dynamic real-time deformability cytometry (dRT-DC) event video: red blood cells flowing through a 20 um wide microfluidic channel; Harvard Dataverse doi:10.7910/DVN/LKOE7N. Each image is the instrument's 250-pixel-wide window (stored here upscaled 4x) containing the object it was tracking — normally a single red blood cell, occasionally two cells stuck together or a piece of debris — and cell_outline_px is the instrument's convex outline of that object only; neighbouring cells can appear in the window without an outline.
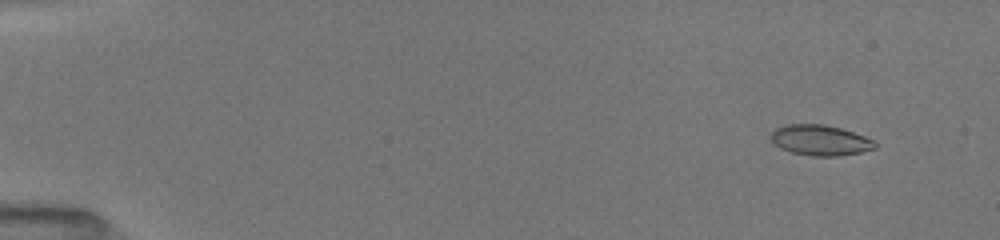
{"species": "common noctule bat (a hibernating species)", "species_latin": "Nyctalus noctula", "temperature_condition": "room temperature", "stored_images_in_passage": 30, "camera_frame_rate_fps": 3000, "um_per_image_px": 0.085, "animal": {"sex": "female", "body_mass_g": 19.5, "forearm_length_mm": 54.1}, "frame": {"image": 1, "passage_image": 4, "time_ms": 1.333, "image_size_px": [1000, 240], "cell_outline_px": [[876, 148], [860, 152], [836, 156], [812, 156], [792, 152], [780, 148], [772, 140], [772, 132], [776, 128], [784, 124], [824, 124], [840, 128], [864, 136], [872, 140], [876, 144]], "centroid_in_image_um": [69.71, 11.91], "position_along_channel_um": 15.3, "area_um2": 18.26}}
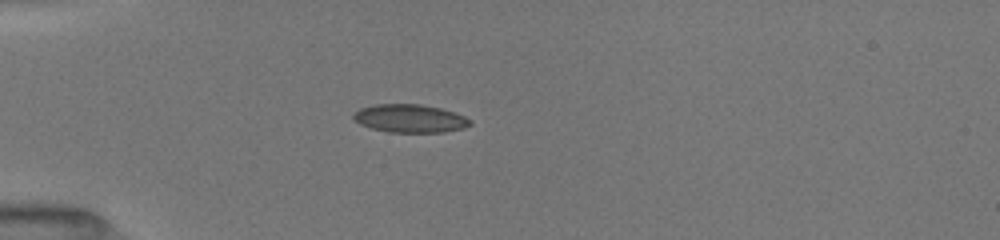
{"frame": {"image": 2, "passage_image": 17, "time_ms": 5.0, "image_size_px": [1000, 240], "cell_outline_px": [[472, 124], [464, 128], [440, 132], [388, 132], [372, 128], [360, 124], [352, 116], [360, 108], [376, 104], [420, 104], [440, 108], [464, 116]], "centroid_in_image_um": [34.83, 10.06], "position_along_channel_um": 50.2, "area_um2": 18.84}}
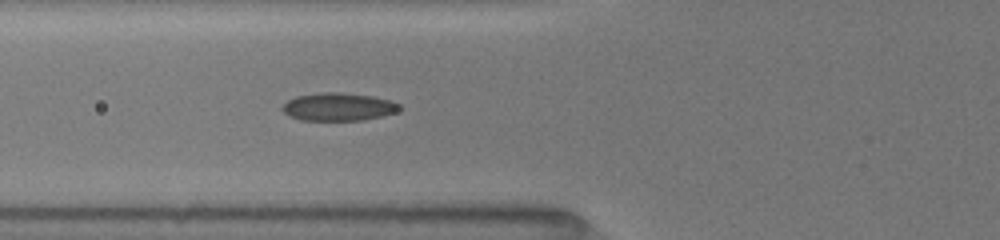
{"frame": {"image": 3, "passage_image": 26, "time_ms": 6.667, "image_size_px": [1000, 240], "cell_outline_px": [[404, 108], [396, 112], [364, 120], [300, 120], [284, 112], [280, 108], [288, 100], [296, 96], [320, 92], [340, 92], [372, 96], [388, 100], [400, 104]], "centroid_in_image_um": [28.77, 9.07], "position_along_channel_um": 97.0, "area_um2": 19.02}}